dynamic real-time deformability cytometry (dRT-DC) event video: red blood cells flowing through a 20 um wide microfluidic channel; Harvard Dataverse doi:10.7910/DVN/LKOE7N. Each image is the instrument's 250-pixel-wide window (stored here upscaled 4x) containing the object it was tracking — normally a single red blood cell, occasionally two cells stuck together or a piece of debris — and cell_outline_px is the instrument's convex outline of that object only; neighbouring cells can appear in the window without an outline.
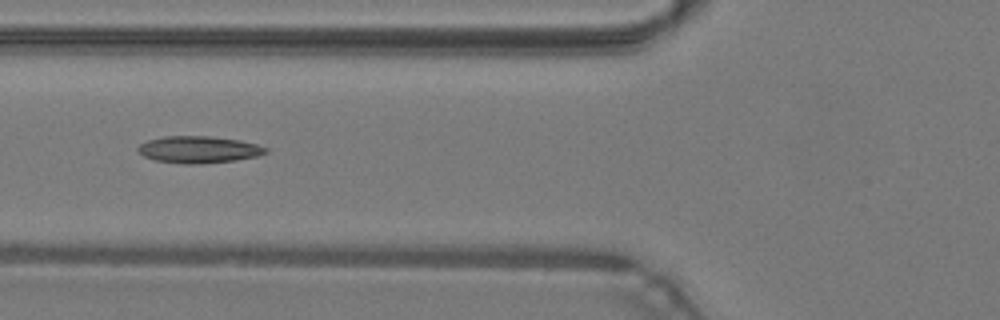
{"species": "common noctule bat (a hibernating species)", "species_latin": "Nyctalus noctula", "temperature_condition": "warm", "stored_images_in_passage": 48, "camera_frame_rate_fps": 3000, "um_per_image_px": 0.085, "animal": {"sex": "male", "body_mass_g": 19.2, "forearm_length_mm": 51.8}, "frame": {"image": 1, "passage_image": 19, "time_ms": 6.0, "image_size_px": [1000, 320], "cell_outline_px": [[268, 152], [256, 156], [236, 160], [200, 164], [180, 164], [156, 160], [144, 156], [136, 148], [140, 144], [148, 140], [164, 136], [212, 136], [240, 140], [256, 144], [268, 148]], "centroid_in_image_um": [16.89, 12.71], "position_along_channel_um": 108.9, "area_um2": 20.06}}
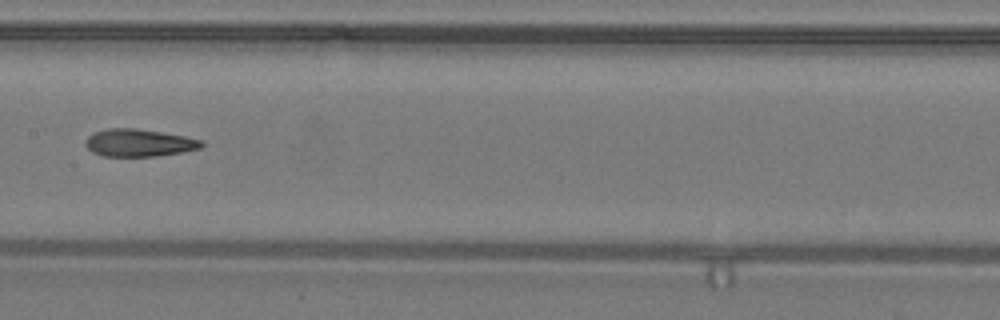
{"frame": {"image": 2, "passage_image": 25, "time_ms": 8.0, "image_size_px": [1000, 320], "cell_outline_px": [[204, 144], [200, 148], [180, 152], [156, 156], [100, 156], [92, 152], [84, 144], [84, 140], [88, 136], [96, 132], [108, 128], [136, 128], [184, 136], [204, 140]], "centroid_in_image_um": [11.78, 12.14], "position_along_channel_um": 195.6, "area_um2": 18.55}}
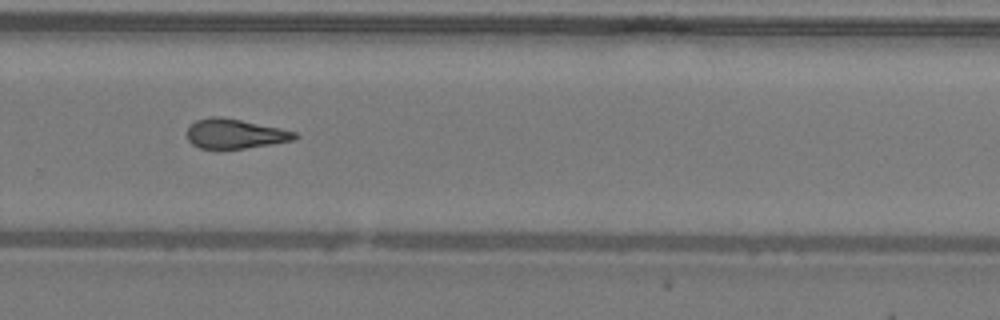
{"frame": {"image": 3, "passage_image": 33, "time_ms": 10.667, "image_size_px": [1000, 320], "cell_outline_px": [[300, 136], [296, 140], [272, 144], [244, 148], [200, 148], [192, 144], [188, 140], [188, 128], [196, 120], [208, 116], [220, 116], [280, 128], [296, 132]], "centroid_in_image_um": [20.0, 11.36], "position_along_channel_um": 309.8, "area_um2": 18.5}, "authors_computed_cell_mechanics": {"area_um2": 19.2474, "velocity_mm_per_s": 4.3145, "shape_relaxation_time_tau1_ms": 8.9226, "shape_relaxation_time_tau2_ms": 3.1518, "deformation_change_tau1": 0.2322, "deformation_change_tau2": 0.1389}}